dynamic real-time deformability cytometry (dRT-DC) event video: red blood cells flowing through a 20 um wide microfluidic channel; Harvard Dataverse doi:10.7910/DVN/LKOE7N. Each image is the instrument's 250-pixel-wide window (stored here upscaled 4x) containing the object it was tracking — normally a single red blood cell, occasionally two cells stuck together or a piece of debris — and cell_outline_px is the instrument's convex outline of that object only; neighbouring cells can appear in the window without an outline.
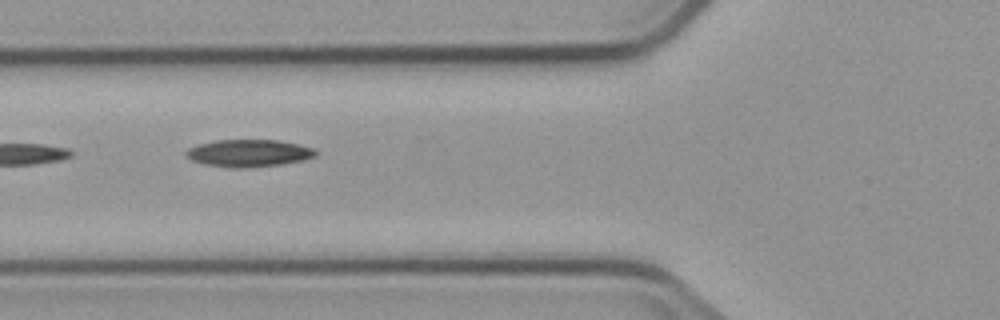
{"species": "common noctule bat (a hibernating species)", "species_latin": "Nyctalus noctula", "temperature_condition": "cold", "stored_images_in_passage": 5, "camera_frame_rate_fps": 3000, "um_per_image_px": 0.085, "animal": {"sex": "male", "body_mass_g": 23.1, "forearm_length_mm": 52.7}, "frame": {"image": 1, "passage_image": 4, "time_ms": 3.667, "image_size_px": [1000, 320], "cell_outline_px": [[316, 156], [304, 160], [280, 164], [244, 168], [236, 168], [204, 164], [192, 160], [184, 156], [184, 152], [188, 148], [200, 144], [216, 140], [276, 140], [316, 148]], "centroid_in_image_um": [21.13, 13.02], "position_along_channel_um": 104.7, "area_um2": 20.52}}
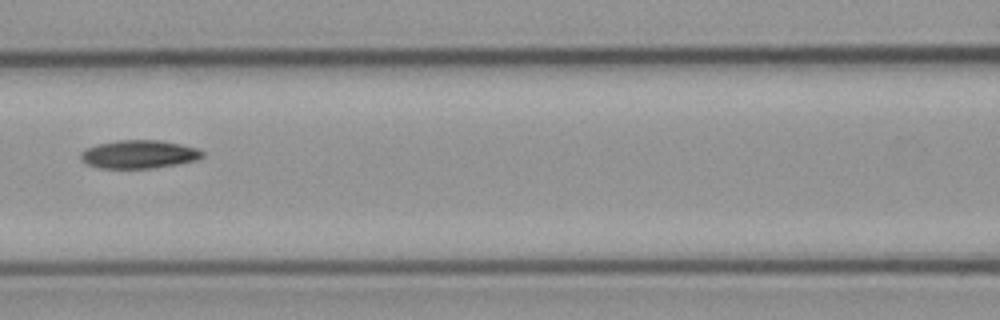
{"frame": {"image": 2, "passage_image": 5, "time_ms": 5.0, "image_size_px": [1000, 320], "cell_outline_px": [[204, 156], [196, 160], [176, 164], [152, 168], [100, 168], [84, 164], [80, 160], [80, 152], [84, 148], [96, 144], [116, 140], [160, 140], [180, 144], [196, 148], [204, 152]], "centroid_in_image_um": [11.74, 13.11], "position_along_channel_um": 154.9, "area_um2": 20.23}}